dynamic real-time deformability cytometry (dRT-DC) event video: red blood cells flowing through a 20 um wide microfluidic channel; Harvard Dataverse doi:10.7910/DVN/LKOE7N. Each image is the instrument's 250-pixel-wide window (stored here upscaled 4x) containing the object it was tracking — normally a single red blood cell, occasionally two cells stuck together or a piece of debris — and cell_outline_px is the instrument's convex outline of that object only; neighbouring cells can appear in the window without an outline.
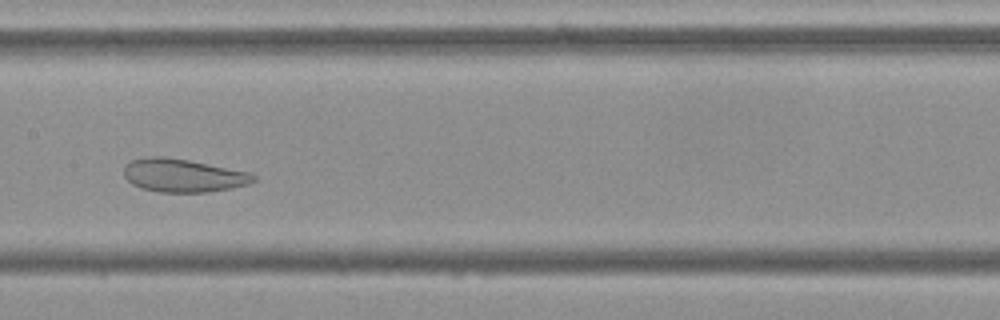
{"species": "Egyptian fruit bat (a non-hibernating species)", "species_latin": "Rousettus aegyptiacus", "temperature_condition": "cold", "stored_images_in_passage": 50, "camera_frame_rate_fps": 3000, "um_per_image_px": 0.085, "frame": {"image": 1, "passage_image": 23, "time_ms": 7.333, "image_size_px": [1000, 320], "cell_outline_px": [[256, 180], [248, 184], [232, 188], [208, 192], [160, 192], [140, 188], [132, 184], [124, 176], [124, 168], [132, 160], [152, 156], [164, 156], [188, 160], [248, 172], [256, 176]], "centroid_in_image_um": [15.56, 14.92], "position_along_channel_um": 191.8, "area_um2": 24.91}}
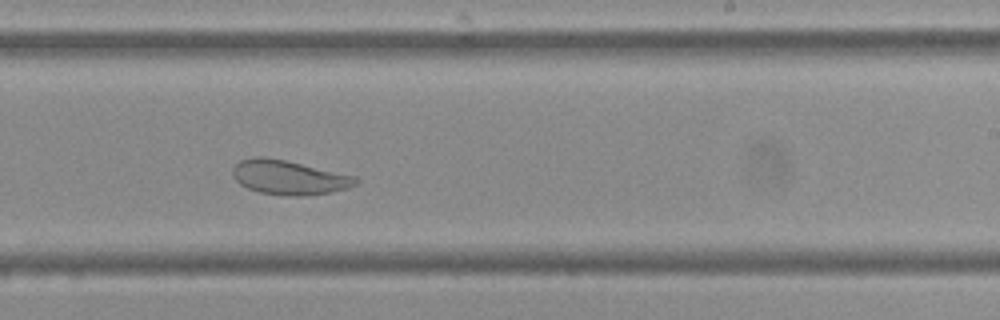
{"frame": {"image": 2, "passage_image": 29, "time_ms": 9.333, "image_size_px": [1000, 320], "cell_outline_px": [[360, 180], [356, 184], [348, 188], [332, 192], [308, 196], [288, 196], [260, 192], [248, 188], [240, 184], [232, 176], [232, 168], [240, 160], [252, 156], [264, 156], [284, 160], [356, 176]], "centroid_in_image_um": [24.55, 15.08], "position_along_channel_um": 264.4, "area_um2": 24.74}}
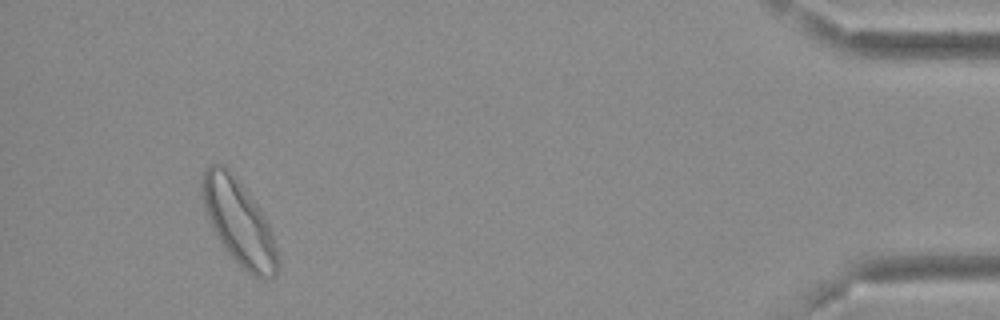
{"frame": {"image": 3, "passage_image": 47, "time_ms": 15.333, "image_size_px": [1000, 320], "cell_outline_px": [[276, 276], [264, 280], [252, 276], [228, 252], [220, 240], [208, 220], [204, 208], [200, 184], [204, 172], [208, 164], [224, 164], [228, 168], [248, 192], [260, 208], [268, 224], [276, 248]], "centroid_in_image_um": [20.27, 18.85], "position_along_channel_um": 414.9, "area_um2": 36.76}}